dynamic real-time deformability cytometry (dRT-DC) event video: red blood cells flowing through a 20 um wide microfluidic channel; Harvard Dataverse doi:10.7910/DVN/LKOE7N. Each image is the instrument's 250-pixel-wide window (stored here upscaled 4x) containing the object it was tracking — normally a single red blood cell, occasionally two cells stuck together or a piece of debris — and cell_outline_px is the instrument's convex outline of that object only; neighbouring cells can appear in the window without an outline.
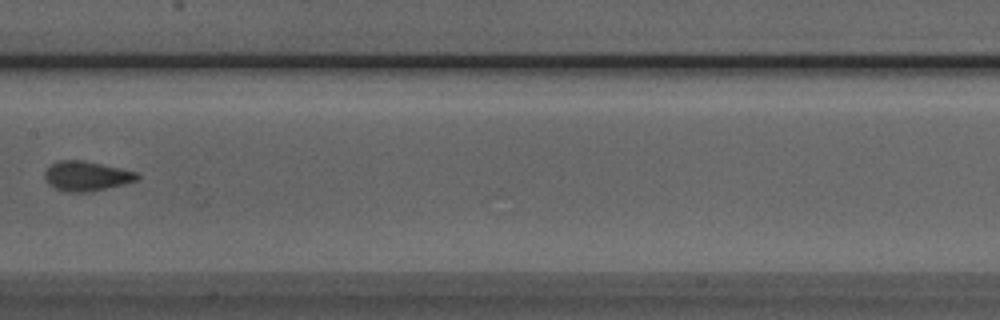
{"species": "Egyptian fruit bat (a non-hibernating species)", "species_latin": "Rousettus aegyptiacus", "temperature_condition": "room temperature", "stored_images_in_passage": 5, "camera_frame_rate_fps": 3000, "um_per_image_px": 0.085, "animal": {"sex": "male"}, "frame": {"image": 1, "passage_image": 5, "time_ms": 4.667, "image_size_px": [1000, 320], "cell_outline_px": [[140, 176], [136, 180], [124, 184], [88, 192], [68, 192], [56, 188], [48, 184], [44, 176], [44, 172], [52, 164], [60, 160], [84, 160], [136, 172]], "centroid_in_image_um": [7.33, 14.96], "position_along_channel_um": 200.1, "area_um2": 15.78}}